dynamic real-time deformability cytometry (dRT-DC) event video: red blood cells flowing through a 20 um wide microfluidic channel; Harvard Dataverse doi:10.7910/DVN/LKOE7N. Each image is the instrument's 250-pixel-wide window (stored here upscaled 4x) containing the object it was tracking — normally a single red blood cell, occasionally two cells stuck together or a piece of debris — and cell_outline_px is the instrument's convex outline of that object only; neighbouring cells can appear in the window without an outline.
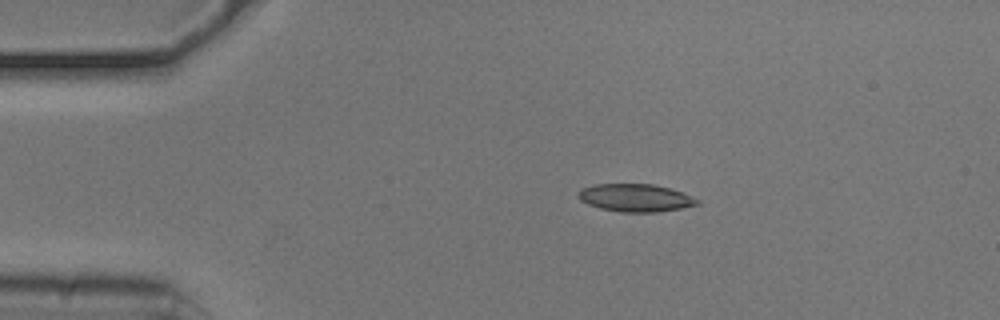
{"species": "common noctule bat (a hibernating species)", "species_latin": "Nyctalus noctula", "temperature_condition": "cold", "stored_images_in_passage": 45, "camera_frame_rate_fps": 3000, "um_per_image_px": 0.085, "animal": {"sex": "male", "body_mass_g": 20.5, "forearm_length_mm": 52.5}, "frame": {"image": 1, "passage_image": 1, "time_ms": 0.0, "image_size_px": [1000, 320], "cell_outline_px": [[700, 204], [680, 208], [656, 212], [624, 212], [600, 208], [588, 204], [580, 200], [576, 196], [580, 188], [596, 184], [652, 184], [668, 188], [680, 192], [700, 200]], "centroid_in_image_um": [53.97, 16.81], "position_along_channel_um": 31.0, "area_um2": 19.07}}
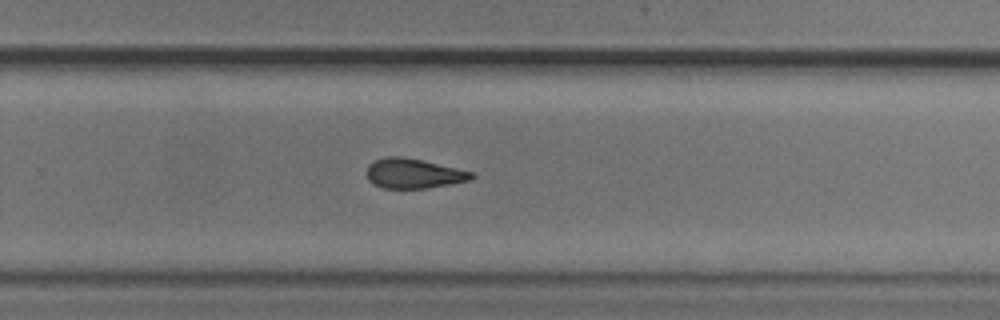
{"frame": {"image": 2, "passage_image": 26, "time_ms": 8.333, "image_size_px": [1000, 320], "cell_outline_px": [[476, 176], [468, 180], [428, 188], [384, 188], [372, 184], [368, 180], [364, 172], [368, 164], [384, 156], [400, 156], [420, 160], [476, 172]], "centroid_in_image_um": [35.1, 14.74], "position_along_channel_um": 294.7, "area_um2": 18.32}}
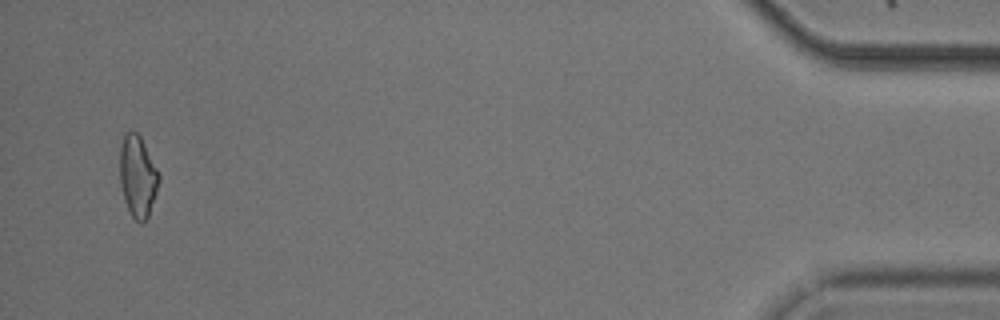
{"frame": {"image": 3, "passage_image": 43, "time_ms": 14.0, "image_size_px": [1000, 320], "cell_outline_px": [[160, 180], [148, 216], [140, 224], [132, 216], [124, 200], [120, 184], [120, 148], [124, 132], [136, 132], [140, 136], [160, 176]], "centroid_in_image_um": [11.69, 14.98], "position_along_channel_um": 423.5, "area_um2": 18.26}, "authors_computed_cell_mechanics": {"area_um2": 18.9584, "velocity_mm_per_s": 3.7273, "shape_relaxation_time_tau1_ms": 2.9362, "shape_relaxation_time_tau2_ms": 4.6448, "deformation_change_tau1": 0.121, "deformation_change_tau2": 0.1436}}